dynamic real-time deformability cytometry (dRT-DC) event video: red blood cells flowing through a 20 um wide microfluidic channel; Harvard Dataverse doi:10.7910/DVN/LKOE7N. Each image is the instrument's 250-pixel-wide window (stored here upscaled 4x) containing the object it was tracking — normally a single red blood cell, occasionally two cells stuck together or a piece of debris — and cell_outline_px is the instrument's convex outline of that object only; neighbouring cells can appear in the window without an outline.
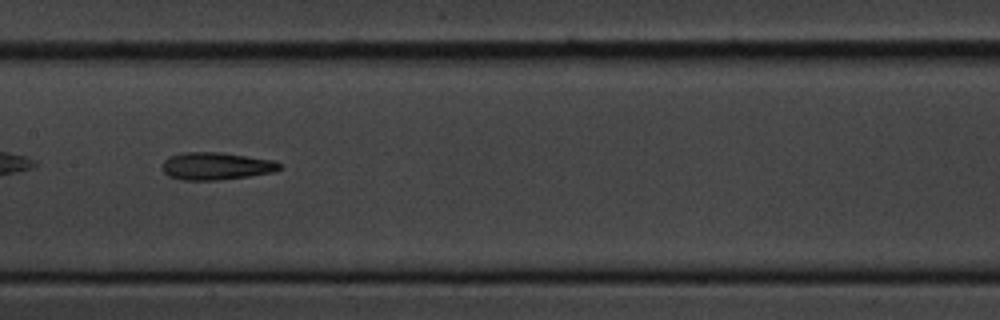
{"species": "common noctule bat (a hibernating species)", "species_latin": "Nyctalus noctula", "temperature_condition": "cold", "stored_images_in_passage": 39, "camera_frame_rate_fps": 3000, "um_per_image_px": 0.085, "animal": {"sex": "male", "body_mass_g": 20.1, "forearm_length_mm": 53.5}, "frame": {"image": 1, "passage_image": 12, "time_ms": 3.667, "image_size_px": [1000, 320], "cell_outline_px": [[280, 168], [272, 172], [248, 176], [216, 180], [180, 180], [168, 176], [164, 172], [164, 160], [168, 156], [184, 152], [220, 152], [276, 160], [280, 164]], "centroid_in_image_um": [18.36, 14.11], "position_along_channel_um": 189.0, "area_um2": 18.73}, "authors_computed_cell_mechanics": {"area_um2": 18.7272, "velocity_mm_per_s": 3.5951, "shape_relaxation_time_tau1_ms": null, "shape_relaxation_time_tau2_ms": 4.8071, "deformation_change_tau1": null, "deformation_change_tau2": 0.1721}}